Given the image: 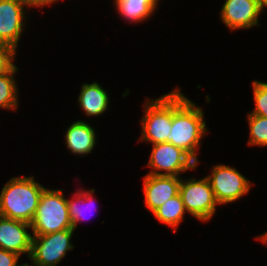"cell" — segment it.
Wrapping results in <instances>:
<instances>
[{
  "instance_id": "obj_1",
  "label": "cell",
  "mask_w": 267,
  "mask_h": 266,
  "mask_svg": "<svg viewBox=\"0 0 267 266\" xmlns=\"http://www.w3.org/2000/svg\"><path fill=\"white\" fill-rule=\"evenodd\" d=\"M180 91L172 90V127L167 142L181 148L198 164V149L208 129L202 108Z\"/></svg>"
},
{
  "instance_id": "obj_2",
  "label": "cell",
  "mask_w": 267,
  "mask_h": 266,
  "mask_svg": "<svg viewBox=\"0 0 267 266\" xmlns=\"http://www.w3.org/2000/svg\"><path fill=\"white\" fill-rule=\"evenodd\" d=\"M44 189L34 176L12 177L0 193V215L31 223Z\"/></svg>"
},
{
  "instance_id": "obj_3",
  "label": "cell",
  "mask_w": 267,
  "mask_h": 266,
  "mask_svg": "<svg viewBox=\"0 0 267 266\" xmlns=\"http://www.w3.org/2000/svg\"><path fill=\"white\" fill-rule=\"evenodd\" d=\"M31 224L32 235L73 229L69 217L67 198L61 189L45 188L40 196L36 214Z\"/></svg>"
},
{
  "instance_id": "obj_4",
  "label": "cell",
  "mask_w": 267,
  "mask_h": 266,
  "mask_svg": "<svg viewBox=\"0 0 267 266\" xmlns=\"http://www.w3.org/2000/svg\"><path fill=\"white\" fill-rule=\"evenodd\" d=\"M141 137L139 141L152 145L167 142L172 127V91L143 104Z\"/></svg>"
},
{
  "instance_id": "obj_5",
  "label": "cell",
  "mask_w": 267,
  "mask_h": 266,
  "mask_svg": "<svg viewBox=\"0 0 267 266\" xmlns=\"http://www.w3.org/2000/svg\"><path fill=\"white\" fill-rule=\"evenodd\" d=\"M179 194L187 213L200 221L212 219L219 205L214 197L213 190L207 177L202 179H182L179 186Z\"/></svg>"
},
{
  "instance_id": "obj_6",
  "label": "cell",
  "mask_w": 267,
  "mask_h": 266,
  "mask_svg": "<svg viewBox=\"0 0 267 266\" xmlns=\"http://www.w3.org/2000/svg\"><path fill=\"white\" fill-rule=\"evenodd\" d=\"M74 229L32 235L31 253L29 259L34 266H56L66 256L68 250L74 249L72 235Z\"/></svg>"
},
{
  "instance_id": "obj_7",
  "label": "cell",
  "mask_w": 267,
  "mask_h": 266,
  "mask_svg": "<svg viewBox=\"0 0 267 266\" xmlns=\"http://www.w3.org/2000/svg\"><path fill=\"white\" fill-rule=\"evenodd\" d=\"M211 170L212 173L206 177L219 205L235 202L246 195L253 185L235 167L218 164Z\"/></svg>"
},
{
  "instance_id": "obj_8",
  "label": "cell",
  "mask_w": 267,
  "mask_h": 266,
  "mask_svg": "<svg viewBox=\"0 0 267 266\" xmlns=\"http://www.w3.org/2000/svg\"><path fill=\"white\" fill-rule=\"evenodd\" d=\"M152 146L147 164L149 168L151 167V171L148 174L179 177L182 172L196 169L197 167V163L185 151L169 142Z\"/></svg>"
},
{
  "instance_id": "obj_9",
  "label": "cell",
  "mask_w": 267,
  "mask_h": 266,
  "mask_svg": "<svg viewBox=\"0 0 267 266\" xmlns=\"http://www.w3.org/2000/svg\"><path fill=\"white\" fill-rule=\"evenodd\" d=\"M263 12L260 0H226L220 19L231 31L260 26L258 18Z\"/></svg>"
},
{
  "instance_id": "obj_10",
  "label": "cell",
  "mask_w": 267,
  "mask_h": 266,
  "mask_svg": "<svg viewBox=\"0 0 267 266\" xmlns=\"http://www.w3.org/2000/svg\"><path fill=\"white\" fill-rule=\"evenodd\" d=\"M29 7L18 0H0V43L13 46L16 50L23 33Z\"/></svg>"
},
{
  "instance_id": "obj_11",
  "label": "cell",
  "mask_w": 267,
  "mask_h": 266,
  "mask_svg": "<svg viewBox=\"0 0 267 266\" xmlns=\"http://www.w3.org/2000/svg\"><path fill=\"white\" fill-rule=\"evenodd\" d=\"M29 228L31 224L28 222L0 215V248L19 256L27 253L29 258L32 245Z\"/></svg>"
},
{
  "instance_id": "obj_12",
  "label": "cell",
  "mask_w": 267,
  "mask_h": 266,
  "mask_svg": "<svg viewBox=\"0 0 267 266\" xmlns=\"http://www.w3.org/2000/svg\"><path fill=\"white\" fill-rule=\"evenodd\" d=\"M181 177L156 176L147 174L143 177V194L147 209L153 213L168 199L179 194Z\"/></svg>"
},
{
  "instance_id": "obj_13",
  "label": "cell",
  "mask_w": 267,
  "mask_h": 266,
  "mask_svg": "<svg viewBox=\"0 0 267 266\" xmlns=\"http://www.w3.org/2000/svg\"><path fill=\"white\" fill-rule=\"evenodd\" d=\"M96 132L91 125L85 121L73 122L65 132V144L73 155H87L96 146Z\"/></svg>"
},
{
  "instance_id": "obj_14",
  "label": "cell",
  "mask_w": 267,
  "mask_h": 266,
  "mask_svg": "<svg viewBox=\"0 0 267 266\" xmlns=\"http://www.w3.org/2000/svg\"><path fill=\"white\" fill-rule=\"evenodd\" d=\"M78 105L86 116H99L108 109L109 96L97 82L85 83L81 86Z\"/></svg>"
},
{
  "instance_id": "obj_15",
  "label": "cell",
  "mask_w": 267,
  "mask_h": 266,
  "mask_svg": "<svg viewBox=\"0 0 267 266\" xmlns=\"http://www.w3.org/2000/svg\"><path fill=\"white\" fill-rule=\"evenodd\" d=\"M115 9L125 21L143 22L154 14L157 7L151 0H114Z\"/></svg>"
},
{
  "instance_id": "obj_16",
  "label": "cell",
  "mask_w": 267,
  "mask_h": 266,
  "mask_svg": "<svg viewBox=\"0 0 267 266\" xmlns=\"http://www.w3.org/2000/svg\"><path fill=\"white\" fill-rule=\"evenodd\" d=\"M185 206L180 194L168 199L153 212L154 217L161 223L172 227L176 232L178 225L184 220Z\"/></svg>"
},
{
  "instance_id": "obj_17",
  "label": "cell",
  "mask_w": 267,
  "mask_h": 266,
  "mask_svg": "<svg viewBox=\"0 0 267 266\" xmlns=\"http://www.w3.org/2000/svg\"><path fill=\"white\" fill-rule=\"evenodd\" d=\"M95 189L87 190H77L73 195L72 198L69 200L67 199V205L69 209V217L72 222V228L75 230L78 226V222L86 219L85 212L94 207V198L93 193ZM96 208V207H95ZM94 208V210H96ZM84 215V216H83Z\"/></svg>"
},
{
  "instance_id": "obj_18",
  "label": "cell",
  "mask_w": 267,
  "mask_h": 266,
  "mask_svg": "<svg viewBox=\"0 0 267 266\" xmlns=\"http://www.w3.org/2000/svg\"><path fill=\"white\" fill-rule=\"evenodd\" d=\"M18 71L15 66L12 70L0 74V108L17 110L19 100L15 73Z\"/></svg>"
},
{
  "instance_id": "obj_19",
  "label": "cell",
  "mask_w": 267,
  "mask_h": 266,
  "mask_svg": "<svg viewBox=\"0 0 267 266\" xmlns=\"http://www.w3.org/2000/svg\"><path fill=\"white\" fill-rule=\"evenodd\" d=\"M248 145L267 147V118L248 113Z\"/></svg>"
},
{
  "instance_id": "obj_20",
  "label": "cell",
  "mask_w": 267,
  "mask_h": 266,
  "mask_svg": "<svg viewBox=\"0 0 267 266\" xmlns=\"http://www.w3.org/2000/svg\"><path fill=\"white\" fill-rule=\"evenodd\" d=\"M255 108L249 114L267 118V83L254 80L252 82Z\"/></svg>"
},
{
  "instance_id": "obj_21",
  "label": "cell",
  "mask_w": 267,
  "mask_h": 266,
  "mask_svg": "<svg viewBox=\"0 0 267 266\" xmlns=\"http://www.w3.org/2000/svg\"><path fill=\"white\" fill-rule=\"evenodd\" d=\"M16 49L13 46L0 43V74L12 70L14 64Z\"/></svg>"
},
{
  "instance_id": "obj_22",
  "label": "cell",
  "mask_w": 267,
  "mask_h": 266,
  "mask_svg": "<svg viewBox=\"0 0 267 266\" xmlns=\"http://www.w3.org/2000/svg\"><path fill=\"white\" fill-rule=\"evenodd\" d=\"M19 255L0 248V266H16Z\"/></svg>"
},
{
  "instance_id": "obj_23",
  "label": "cell",
  "mask_w": 267,
  "mask_h": 266,
  "mask_svg": "<svg viewBox=\"0 0 267 266\" xmlns=\"http://www.w3.org/2000/svg\"><path fill=\"white\" fill-rule=\"evenodd\" d=\"M24 4H26L29 8L30 7H44V6H47L49 5L45 0H18Z\"/></svg>"
},
{
  "instance_id": "obj_24",
  "label": "cell",
  "mask_w": 267,
  "mask_h": 266,
  "mask_svg": "<svg viewBox=\"0 0 267 266\" xmlns=\"http://www.w3.org/2000/svg\"><path fill=\"white\" fill-rule=\"evenodd\" d=\"M256 239L262 241L265 245H267V231L258 236Z\"/></svg>"
},
{
  "instance_id": "obj_25",
  "label": "cell",
  "mask_w": 267,
  "mask_h": 266,
  "mask_svg": "<svg viewBox=\"0 0 267 266\" xmlns=\"http://www.w3.org/2000/svg\"><path fill=\"white\" fill-rule=\"evenodd\" d=\"M262 8H267V0H260Z\"/></svg>"
},
{
  "instance_id": "obj_26",
  "label": "cell",
  "mask_w": 267,
  "mask_h": 266,
  "mask_svg": "<svg viewBox=\"0 0 267 266\" xmlns=\"http://www.w3.org/2000/svg\"><path fill=\"white\" fill-rule=\"evenodd\" d=\"M49 5L50 4H52V3H54V2H57V1H59V0H45Z\"/></svg>"
},
{
  "instance_id": "obj_27",
  "label": "cell",
  "mask_w": 267,
  "mask_h": 266,
  "mask_svg": "<svg viewBox=\"0 0 267 266\" xmlns=\"http://www.w3.org/2000/svg\"><path fill=\"white\" fill-rule=\"evenodd\" d=\"M16 266H34L33 264L32 265H30L29 263H24V264H19V265H16Z\"/></svg>"
},
{
  "instance_id": "obj_28",
  "label": "cell",
  "mask_w": 267,
  "mask_h": 266,
  "mask_svg": "<svg viewBox=\"0 0 267 266\" xmlns=\"http://www.w3.org/2000/svg\"><path fill=\"white\" fill-rule=\"evenodd\" d=\"M152 1V3L157 7V5L159 4L158 2H159V0H151Z\"/></svg>"
}]
</instances>
